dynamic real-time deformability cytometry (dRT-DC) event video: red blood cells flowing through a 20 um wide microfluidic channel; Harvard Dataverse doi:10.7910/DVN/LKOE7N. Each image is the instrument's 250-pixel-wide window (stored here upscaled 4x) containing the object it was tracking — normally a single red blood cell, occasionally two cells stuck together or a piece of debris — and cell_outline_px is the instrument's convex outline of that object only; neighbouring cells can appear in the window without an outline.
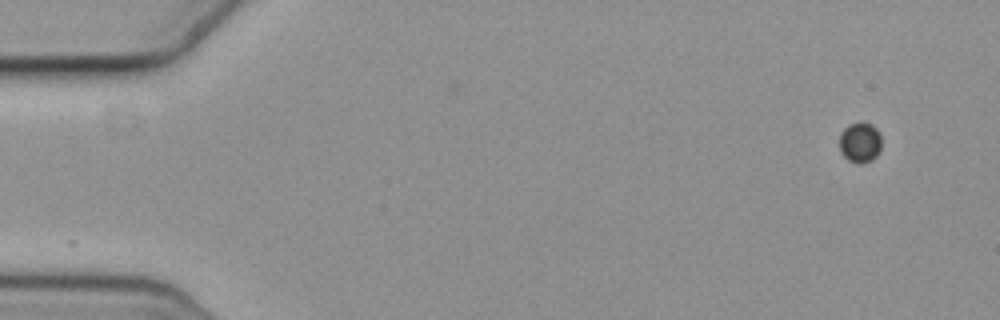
{"species": "common noctule bat (a hibernating species)", "species_latin": "Nyctalus noctula", "temperature_condition": "cold", "stored_images_in_passage": 11, "camera_frame_rate_fps": 3000, "um_per_image_px": 0.085, "animal": {"sex": "female", "body_mass_g": 19.3, "forearm_length_mm": 54.1}, "frame": {"image": 1, "passage_image": 1, "time_ms": 0.0, "image_size_px": [1000, 320], "cell_outline_px": [[880, 152], [872, 160], [860, 164], [848, 160], [840, 152], [840, 132], [848, 124], [860, 120], [872, 124], [880, 132]], "centroid_in_image_um": [73.1, 12.07], "position_along_channel_um": 11.9, "area_um2": 10.17}}